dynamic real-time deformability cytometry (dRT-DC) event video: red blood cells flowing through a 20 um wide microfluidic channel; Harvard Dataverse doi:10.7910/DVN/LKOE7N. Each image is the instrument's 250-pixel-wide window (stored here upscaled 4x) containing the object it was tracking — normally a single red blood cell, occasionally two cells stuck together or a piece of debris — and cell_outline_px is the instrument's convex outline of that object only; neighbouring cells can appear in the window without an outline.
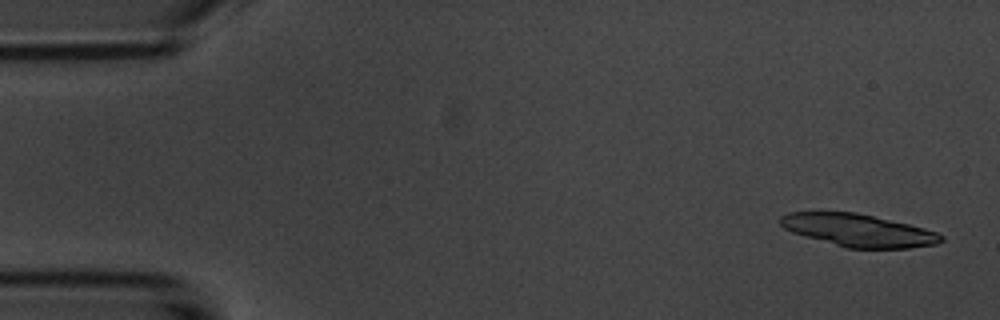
{"species": "common noctule bat (a hibernating species)", "species_latin": "Nyctalus noctula", "temperature_condition": "room temperature", "stored_images_in_passage": 4, "camera_frame_rate_fps": 3000, "um_per_image_px": 0.085, "animal": {"sex": "male", "body_mass_g": 20.1, "forearm_length_mm": 53.5}, "frame": {"image": 1, "passage_image": 1, "time_ms": 0.0, "image_size_px": [1000, 320], "cell_outline_px": [[944, 240], [936, 244], [908, 248], [848, 248], [804, 236], [792, 232], [784, 228], [780, 224], [780, 216], [788, 212], [856, 212], [908, 224], [924, 228], [936, 232], [944, 236]], "centroid_in_image_um": [72.95, 19.57], "position_along_channel_um": 12.0, "area_um2": 30.29}}